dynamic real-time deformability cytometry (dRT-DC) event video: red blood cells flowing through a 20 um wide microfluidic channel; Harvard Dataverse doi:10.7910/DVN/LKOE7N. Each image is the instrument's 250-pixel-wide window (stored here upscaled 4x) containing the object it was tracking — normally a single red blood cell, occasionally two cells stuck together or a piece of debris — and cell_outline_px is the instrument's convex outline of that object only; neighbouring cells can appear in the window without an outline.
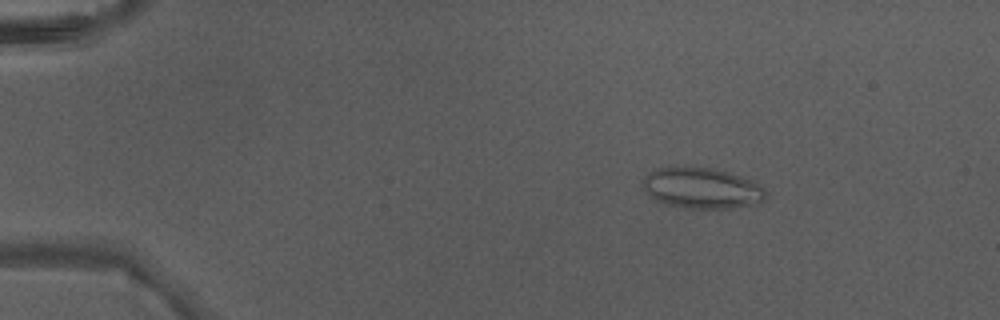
{"species": "Egyptian fruit bat (a non-hibernating species)", "species_latin": "Rousettus aegyptiacus", "temperature_condition": "warm", "stored_images_in_passage": 5, "camera_frame_rate_fps": 3000, "um_per_image_px": 0.085, "animal": {"sex": "male"}, "frame": {"image": 1, "passage_image": 1, "time_ms": 0.0, "image_size_px": [1000, 320], "cell_outline_px": [[764, 200], [756, 204], [732, 208], [688, 208], [668, 204], [652, 200], [648, 196], [644, 188], [644, 176], [648, 172], [656, 168], [684, 164], [712, 168], [728, 172], [752, 180], [764, 188]], "centroid_in_image_um": [59.6, 15.95], "position_along_channel_um": 25.4, "area_um2": 29.77}}